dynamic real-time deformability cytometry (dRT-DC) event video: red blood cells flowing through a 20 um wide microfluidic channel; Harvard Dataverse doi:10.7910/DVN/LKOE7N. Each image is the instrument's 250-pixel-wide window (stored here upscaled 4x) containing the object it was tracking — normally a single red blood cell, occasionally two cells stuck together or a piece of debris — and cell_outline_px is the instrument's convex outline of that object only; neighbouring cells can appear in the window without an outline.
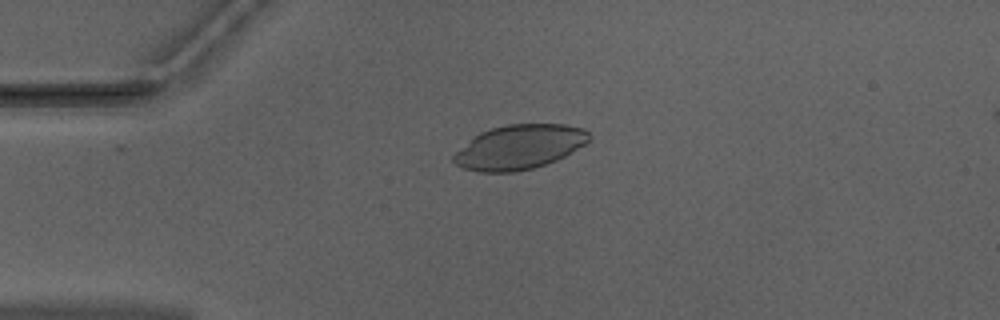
{"species": "Egyptian fruit bat (a non-hibernating species)", "species_latin": "Rousettus aegyptiacus", "temperature_condition": "warm", "stored_images_in_passage": 44, "camera_frame_rate_fps": 3000, "um_per_image_px": 0.085, "animal": {"sex": "male"}, "frame": {"image": 1, "passage_image": 5, "time_ms": 1.333, "image_size_px": [1000, 320], "cell_outline_px": [[592, 140], [564, 156], [556, 160], [532, 168], [512, 172], [480, 172], [464, 168], [456, 164], [452, 160], [452, 156], [460, 148], [480, 132], [492, 128], [508, 124], [564, 124], [584, 128], [592, 136]], "centroid_in_image_um": [44.17, 12.49], "position_along_channel_um": 40.8, "area_um2": 34.91}}